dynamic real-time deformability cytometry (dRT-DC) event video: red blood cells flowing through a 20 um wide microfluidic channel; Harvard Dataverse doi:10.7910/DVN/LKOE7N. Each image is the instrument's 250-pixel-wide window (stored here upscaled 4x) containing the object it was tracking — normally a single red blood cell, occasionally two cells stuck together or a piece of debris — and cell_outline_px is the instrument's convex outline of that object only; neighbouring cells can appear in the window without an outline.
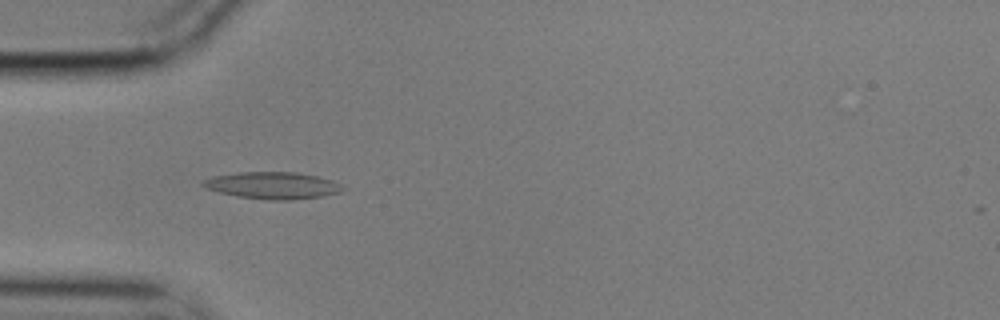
{"species": "common noctule bat (a hibernating species)", "species_latin": "Nyctalus noctula", "temperature_condition": "cold", "stored_images_in_passage": 52, "camera_frame_rate_fps": 3000, "um_per_image_px": 0.085, "animal": {"sex": "male", "body_mass_g": 17.9}, "frame": {"image": 1, "passage_image": 13, "time_ms": 4.0, "image_size_px": [1000, 320], "cell_outline_px": [[344, 188], [340, 192], [324, 196], [292, 200], [268, 200], [240, 196], [220, 192], [208, 188], [200, 184], [204, 180], [212, 176], [236, 172], [296, 172], [316, 176], [332, 180], [340, 184]], "centroid_in_image_um": [23.19, 15.76], "position_along_channel_um": 61.8, "area_um2": 21.79}}
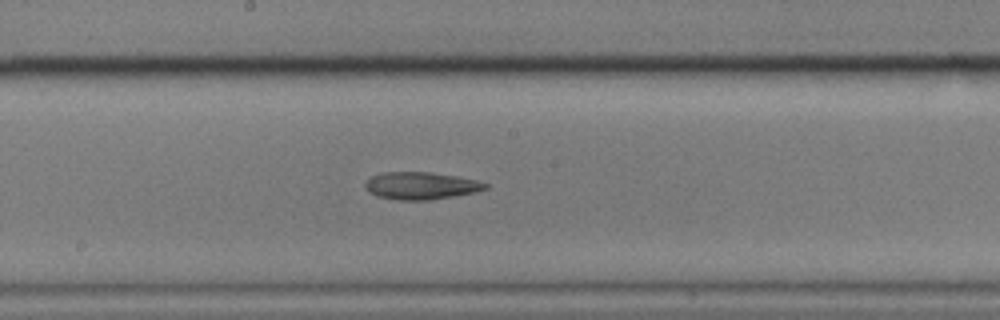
{"frame": {"image": 2, "passage_image": 26, "time_ms": 8.333, "image_size_px": [1000, 320], "cell_outline_px": [[488, 188], [472, 192], [432, 200], [396, 200], [380, 196], [368, 192], [364, 188], [364, 184], [372, 176], [380, 172], [432, 172], [456, 176], [476, 180], [488, 184]], "centroid_in_image_um": [35.74, 15.78], "position_along_channel_um": 212.5, "area_um2": 19.07}}
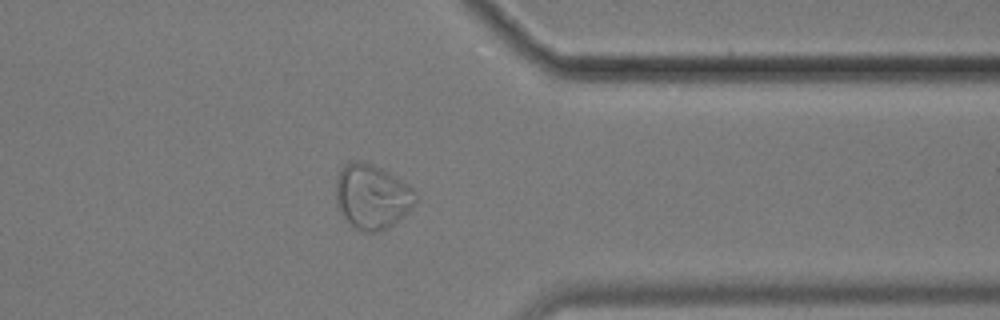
{"frame": {"image": 3, "passage_image": 41, "time_ms": 13.333, "image_size_px": [1000, 320], "cell_outline_px": [[416, 200], [404, 216], [392, 224], [376, 232], [360, 232], [344, 216], [336, 204], [336, 180], [340, 168], [344, 164], [352, 160], [360, 160], [372, 164], [396, 176], [408, 184], [416, 192]], "centroid_in_image_um": [31.6, 16.67], "position_along_channel_um": 379.8, "area_um2": 29.88}, "authors_computed_cell_mechanics": {"area_um2": 21.097, "velocity_mm_per_s": 3.504, "shape_relaxation_time_tau1_ms": null, "shape_relaxation_time_tau2_ms": 3.686, "deformation_change_tau1": null, "deformation_change_tau2": 0.0801}}